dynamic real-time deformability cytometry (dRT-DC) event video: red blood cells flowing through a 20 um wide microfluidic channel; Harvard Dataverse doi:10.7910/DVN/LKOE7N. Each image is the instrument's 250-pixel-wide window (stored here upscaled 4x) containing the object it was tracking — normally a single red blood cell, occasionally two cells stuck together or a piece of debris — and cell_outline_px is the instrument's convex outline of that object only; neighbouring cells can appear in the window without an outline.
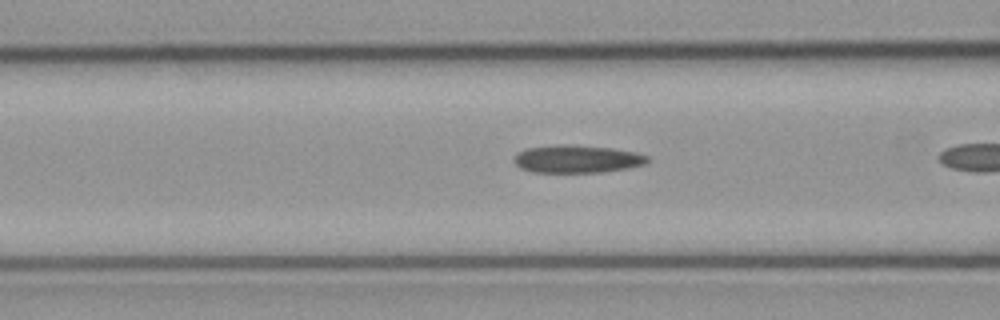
{"species": "common noctule bat (a hibernating species)", "species_latin": "Nyctalus noctula", "temperature_condition": "cold", "stored_images_in_passage": 20, "camera_frame_rate_fps": 3000, "um_per_image_px": 0.085, "animal": {"sex": "male", "body_mass_g": 23.1, "forearm_length_mm": 52.7}, "frame": {"image": 1, "passage_image": 6, "time_ms": 1.667, "image_size_px": [1000, 320], "cell_outline_px": [[652, 160], [648, 164], [628, 168], [600, 172], [532, 172], [520, 168], [512, 160], [516, 152], [524, 148], [556, 144], [576, 144], [612, 148], [636, 152], [648, 156]], "centroid_in_image_um": [49.05, 13.5], "position_along_channel_um": 117.6, "area_um2": 22.14}}
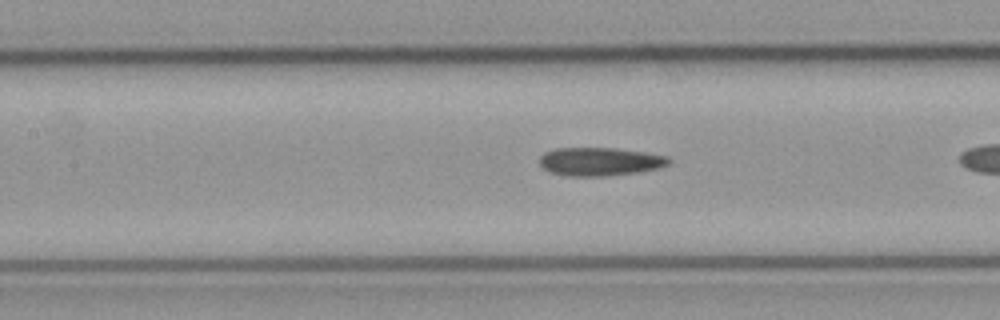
{"frame": {"image": 2, "passage_image": 9, "time_ms": 2.667, "image_size_px": [1000, 320], "cell_outline_px": [[672, 160], [668, 164], [656, 168], [636, 172], [604, 176], [564, 176], [548, 172], [540, 164], [540, 156], [544, 152], [556, 148], [616, 148], [644, 152], [668, 156]], "centroid_in_image_um": [50.95, 13.73], "position_along_channel_um": 156.5, "area_um2": 21.33}}
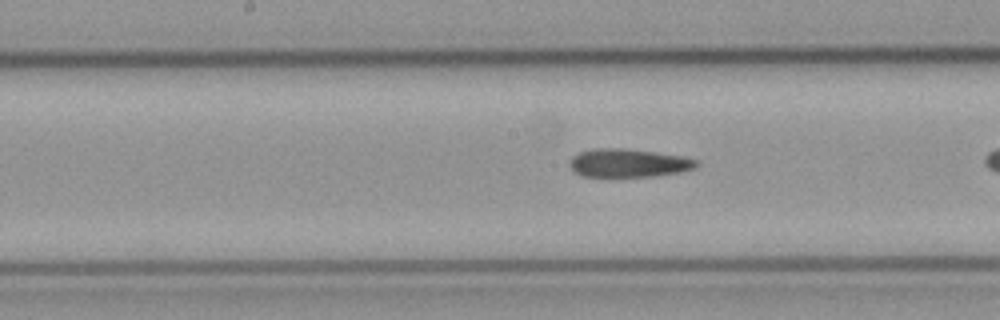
{"frame": {"image": 3, "passage_image": 12, "time_ms": 3.667, "image_size_px": [1000, 320], "cell_outline_px": [[700, 164], [696, 168], [680, 172], [656, 176], [580, 176], [568, 164], [572, 156], [580, 152], [596, 148], [620, 148], [684, 156], [696, 160]], "centroid_in_image_um": [53.43, 13.86], "position_along_channel_um": 194.8, "area_um2": 20.81}}